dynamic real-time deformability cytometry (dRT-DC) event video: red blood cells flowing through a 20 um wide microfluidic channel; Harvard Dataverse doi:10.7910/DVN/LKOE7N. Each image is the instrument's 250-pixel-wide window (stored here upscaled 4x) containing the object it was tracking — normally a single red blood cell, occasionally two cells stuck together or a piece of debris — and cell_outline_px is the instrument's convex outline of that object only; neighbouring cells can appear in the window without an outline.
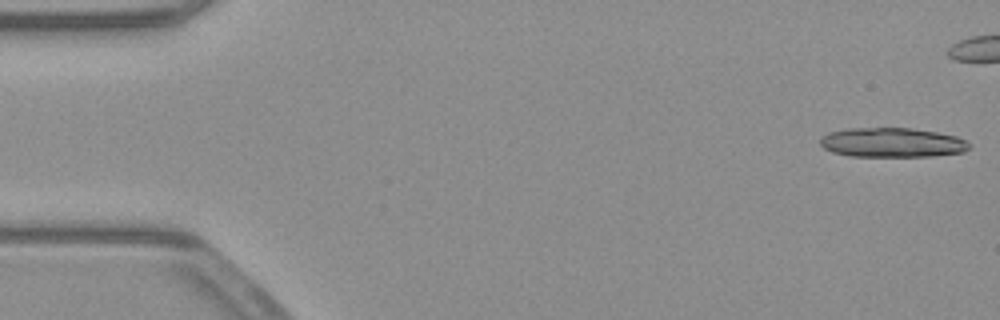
{"species": "common noctule bat (a hibernating species)", "species_latin": "Nyctalus noctula", "temperature_condition": "warm", "stored_images_in_passage": 42, "camera_frame_rate_fps": 3000, "um_per_image_px": 0.085, "animal": {"sex": "male", "body_mass_g": 23.1, "forearm_length_mm": 52.7}, "frame": {"image": 1, "passage_image": 1, "time_ms": 0.0, "image_size_px": [1000, 320], "cell_outline_px": [[972, 144], [964, 152], [928, 156], [848, 156], [832, 152], [824, 148], [820, 144], [820, 136], [828, 132], [848, 128], [912, 128], [936, 132], [956, 136]], "centroid_in_image_um": [75.79, 12.11], "position_along_channel_um": 9.2, "area_um2": 25.66}}